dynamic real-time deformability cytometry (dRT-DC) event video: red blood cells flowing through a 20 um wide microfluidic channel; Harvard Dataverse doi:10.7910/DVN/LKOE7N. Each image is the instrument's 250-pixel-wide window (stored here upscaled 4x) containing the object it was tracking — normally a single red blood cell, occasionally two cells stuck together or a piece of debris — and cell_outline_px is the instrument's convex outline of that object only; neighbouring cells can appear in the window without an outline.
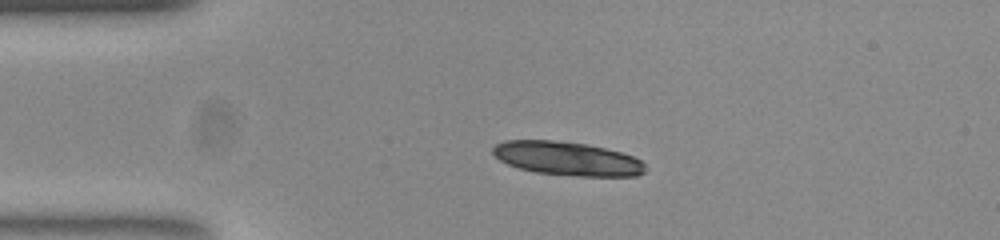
{"species": "common noctule bat (a hibernating species)", "species_latin": "Nyctalus noctula", "temperature_condition": "room temperature", "stored_images_in_passage": 43, "camera_frame_rate_fps": 3000, "um_per_image_px": 0.085, "animal": {"sex": "female", "body_mass_g": 23.0, "forearm_length_mm": 53.4}, "frame": {"image": 1, "passage_image": 1, "time_ms": 0.0, "image_size_px": [1000, 240], "cell_outline_px": [[644, 172], [636, 176], [576, 176], [536, 172], [520, 168], [508, 164], [500, 160], [492, 152], [492, 148], [496, 144], [504, 140], [552, 140], [588, 144], [620, 152], [632, 156], [640, 160], [644, 164]], "centroid_in_image_um": [48.19, 13.47], "position_along_channel_um": 36.8, "area_um2": 29.77}, "authors_computed_cell_mechanics": {"area_um2": 18.0336, "velocity_mm_per_s": 3.7443, "shape_relaxation_time_tau1_ms": 9.3442, "shape_relaxation_time_tau2_ms": 2.72, "deformation_change_tau1": 0.1487, "deformation_change_tau2": 0.0586}}